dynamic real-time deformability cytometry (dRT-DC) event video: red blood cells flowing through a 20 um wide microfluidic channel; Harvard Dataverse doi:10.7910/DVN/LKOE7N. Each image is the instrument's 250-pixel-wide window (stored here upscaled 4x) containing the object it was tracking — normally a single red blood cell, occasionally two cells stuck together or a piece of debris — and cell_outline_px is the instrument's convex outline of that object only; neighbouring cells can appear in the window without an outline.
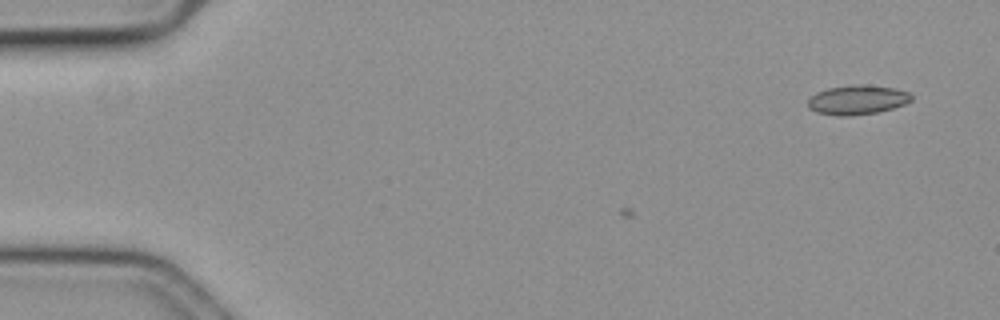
{"species": "common noctule bat (a hibernating species)", "species_latin": "Nyctalus noctula", "temperature_condition": "cold", "stored_images_in_passage": 5, "camera_frame_rate_fps": 3000, "um_per_image_px": 0.085, "animal": {"sex": "female", "body_mass_g": 19.3, "forearm_length_mm": 54.1}, "frame": {"image": 1, "passage_image": 1, "time_ms": 0.0, "image_size_px": [1000, 320], "cell_outline_px": [[912, 100], [904, 104], [880, 112], [852, 116], [836, 116], [816, 112], [808, 108], [808, 100], [816, 92], [828, 88], [896, 88], [908, 92], [912, 96]], "centroid_in_image_um": [72.85, 8.56], "position_along_channel_um": 12.2, "area_um2": 16.82}}